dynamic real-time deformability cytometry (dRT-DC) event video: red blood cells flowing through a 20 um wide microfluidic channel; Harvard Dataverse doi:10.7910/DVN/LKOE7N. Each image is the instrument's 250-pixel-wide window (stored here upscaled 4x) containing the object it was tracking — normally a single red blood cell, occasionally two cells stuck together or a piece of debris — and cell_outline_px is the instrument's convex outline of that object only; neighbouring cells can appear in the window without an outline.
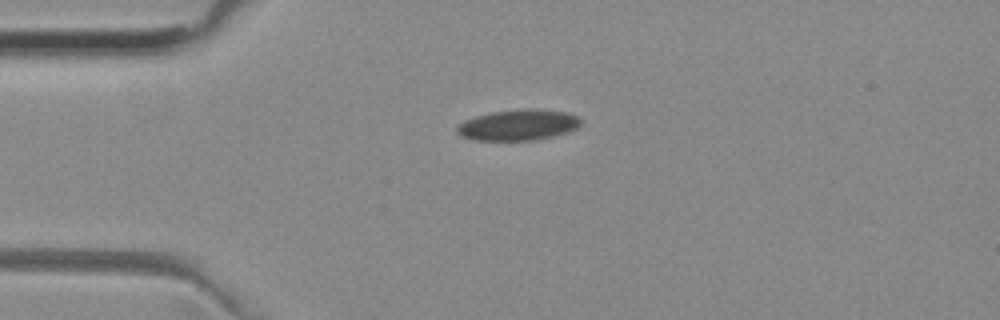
{"species": "common noctule bat (a hibernating species)", "species_latin": "Nyctalus noctula", "temperature_condition": "room temperature", "stored_images_in_passage": 46, "camera_frame_rate_fps": 3000, "um_per_image_px": 0.085, "animal": {"sex": "female", "body_mass_g": 29.2, "forearm_length_mm": 56.3}, "frame": {"image": 1, "passage_image": 1, "time_ms": 0.0, "image_size_px": [1000, 320], "cell_outline_px": [[580, 124], [576, 128], [552, 136], [536, 140], [472, 140], [456, 132], [456, 128], [464, 120], [476, 116], [492, 112], [524, 108], [528, 108], [564, 112], [580, 116]], "centroid_in_image_um": [44.03, 10.62], "position_along_channel_um": 41.0, "area_um2": 22.02}}
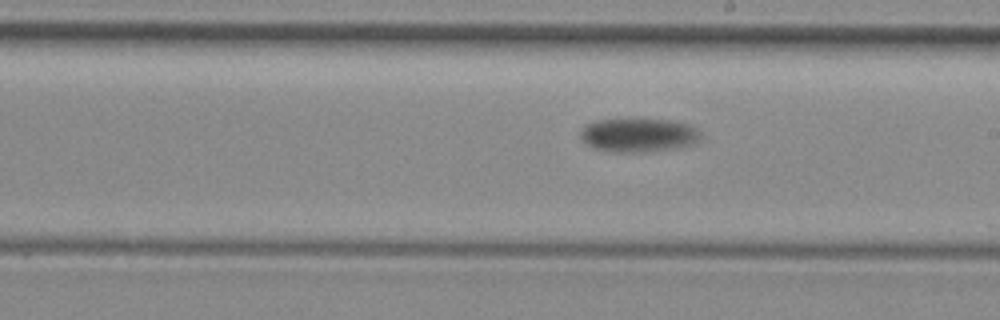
{"frame": {"image": 2, "passage_image": 20, "time_ms": 6.333, "image_size_px": [1000, 320], "cell_outline_px": [[700, 140], [692, 144], [680, 148], [644, 152], [608, 152], [592, 148], [580, 136], [580, 132], [584, 124], [596, 120], [668, 120], [692, 124], [700, 132]], "centroid_in_image_um": [54.28, 11.5], "position_along_channel_um": 234.7, "area_um2": 23.81}}
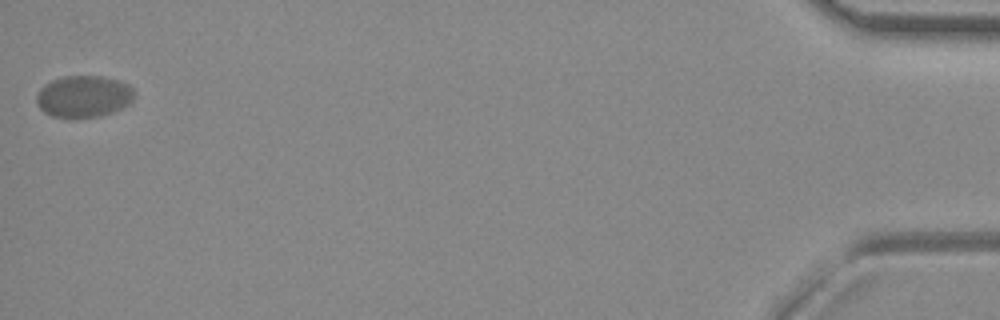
{"frame": {"image": 3, "passage_image": 46, "time_ms": 15.0, "image_size_px": [1000, 320], "cell_outline_px": [[136, 96], [128, 104], [112, 112], [100, 116], [52, 116], [44, 112], [36, 104], [36, 96], [40, 88], [44, 84], [52, 80], [64, 76], [104, 76], [120, 80], [128, 84], [132, 88]], "centroid_in_image_um": [7.11, 8.16], "position_along_channel_um": 428.1, "area_um2": 23.7}, "authors_computed_cell_mechanics": {"area_um2": 23.698, "velocity_mm_per_s": 3.4749, "shape_relaxation_time_tau1_ms": 1.619, "shape_relaxation_time_tau2_ms": null, "deformation_change_tau1": 0.0456, "deformation_change_tau2": null}}